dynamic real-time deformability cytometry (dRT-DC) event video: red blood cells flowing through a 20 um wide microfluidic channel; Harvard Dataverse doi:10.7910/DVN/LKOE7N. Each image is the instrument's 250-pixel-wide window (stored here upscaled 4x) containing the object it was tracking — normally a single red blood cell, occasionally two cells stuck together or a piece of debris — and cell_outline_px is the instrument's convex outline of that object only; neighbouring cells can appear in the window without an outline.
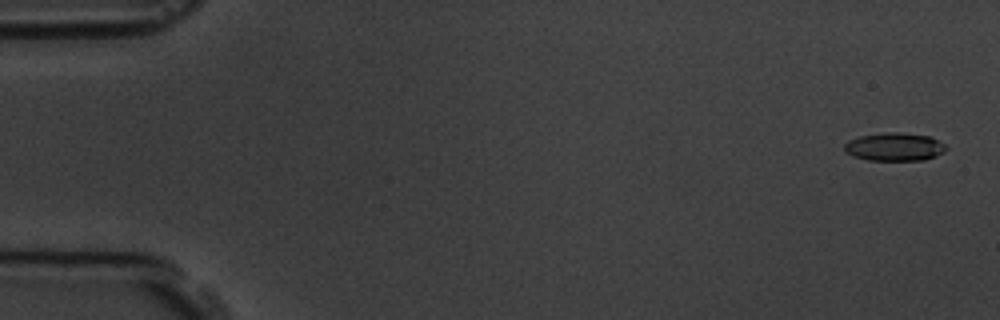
{"species": "common noctule bat (a hibernating species)", "species_latin": "Nyctalus noctula", "temperature_condition": "room temperature", "stored_images_in_passage": 10, "camera_frame_rate_fps": 3000, "um_per_image_px": 0.085, "animal": {"sex": "male", "body_mass_g": 19.5, "forearm_length_mm": 54.6}, "frame": {"image": 1, "passage_image": 1, "time_ms": 0.0, "image_size_px": [1000, 320], "cell_outline_px": [[948, 148], [944, 152], [936, 156], [924, 160], [868, 160], [852, 156], [844, 152], [844, 144], [848, 140], [860, 136], [884, 132], [900, 132], [928, 136], [944, 144]], "centroid_in_image_um": [76.0, 12.48], "position_along_channel_um": 9.0, "area_um2": 16.76}}
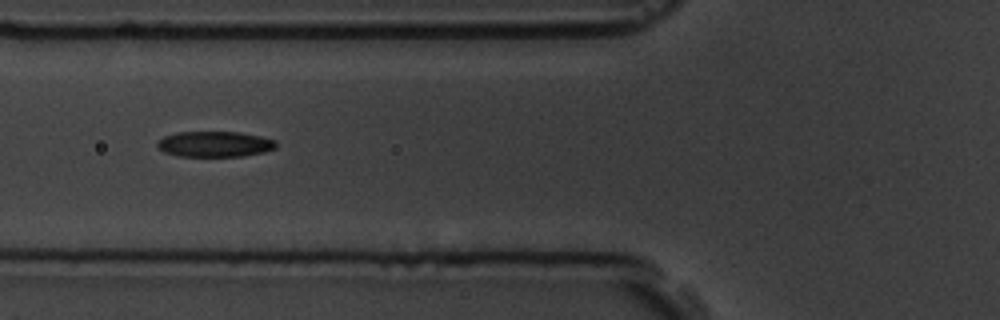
{"frame": {"image": 2, "passage_image": 6, "time_ms": 6.667, "image_size_px": [1000, 320], "cell_outline_px": [[276, 148], [264, 152], [244, 156], [176, 156], [164, 152], [156, 144], [156, 140], [164, 136], [176, 132], [240, 132], [260, 136], [276, 140]], "centroid_in_image_um": [18.24, 12.25], "position_along_channel_um": 107.6, "area_um2": 17.86}}
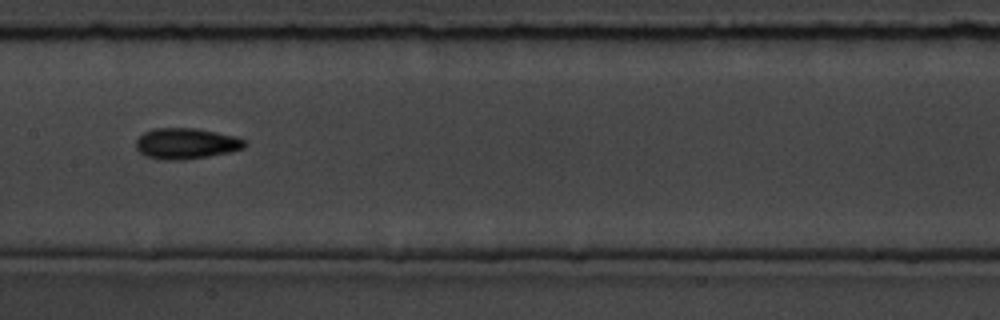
{"frame": {"image": 3, "passage_image": 8, "time_ms": 9.0, "image_size_px": [1000, 320], "cell_outline_px": [[248, 144], [244, 148], [228, 152], [208, 156], [184, 160], [164, 160], [144, 156], [136, 148], [136, 140], [144, 132], [152, 128], [196, 128], [236, 136], [244, 140]], "centroid_in_image_um": [15.81, 12.2], "position_along_channel_um": 191.6, "area_um2": 19.65}}